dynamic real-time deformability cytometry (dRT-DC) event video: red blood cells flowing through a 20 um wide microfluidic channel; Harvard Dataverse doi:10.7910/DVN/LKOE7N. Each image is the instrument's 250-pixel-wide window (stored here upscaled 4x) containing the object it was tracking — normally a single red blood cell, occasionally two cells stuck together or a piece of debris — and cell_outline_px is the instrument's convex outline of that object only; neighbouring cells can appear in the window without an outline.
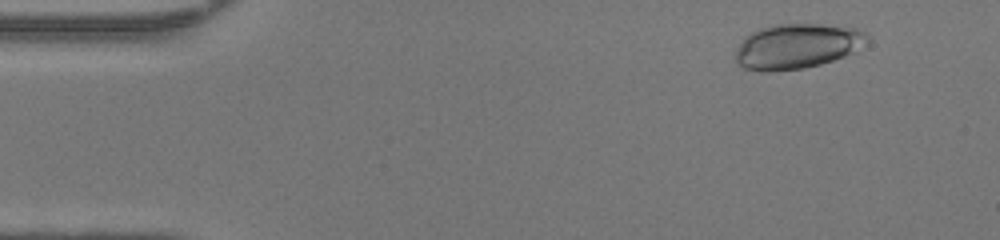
{"species": "human", "species_latin": "Homo sapiens", "temperature_condition": "warm", "stored_images_in_passage": 46, "camera_frame_rate_fps": 3000, "um_per_image_px": 0.085, "donor": {"sex": "female"}, "frame": {"image": 1, "passage_image": 3, "time_ms": 0.667, "image_size_px": [1000, 240], "cell_outline_px": [[868, 36], [852, 52], [844, 56], [820, 64], [804, 68], [768, 72], [760, 72], [744, 68], [736, 60], [736, 52], [744, 36], [760, 28], [776, 24], [820, 24], [856, 28], [868, 32]], "centroid_in_image_um": [67.7, 3.92], "position_along_channel_um": 17.3, "area_um2": 34.16}}
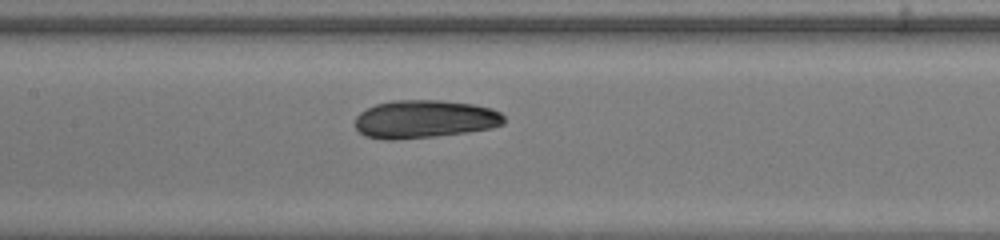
{"frame": {"image": 2, "passage_image": 21, "time_ms": 6.667, "image_size_px": [1000, 240], "cell_outline_px": [[504, 124], [492, 128], [436, 136], [396, 140], [384, 140], [364, 136], [356, 128], [356, 116], [360, 112], [376, 104], [392, 100], [440, 100], [472, 104], [492, 108], [500, 112], [504, 116]], "centroid_in_image_um": [36.08, 10.13], "position_along_channel_um": 171.3, "area_um2": 33.12}}
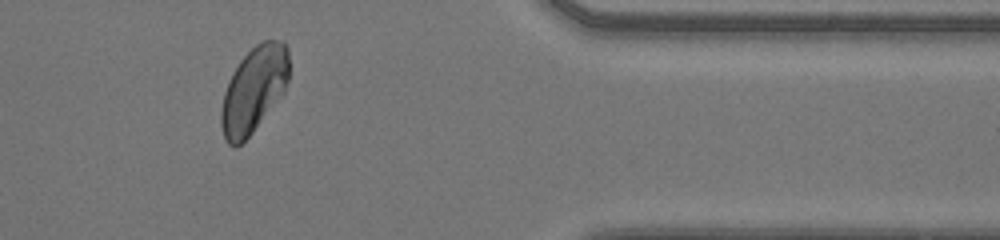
{"frame": {"image": 3, "passage_image": 38, "time_ms": 12.333, "image_size_px": [1000, 240], "cell_outline_px": [[288, 80], [284, 92], [252, 132], [236, 148], [232, 148], [224, 140], [220, 124], [220, 112], [224, 92], [228, 80], [232, 72], [240, 60], [256, 44], [264, 40], [280, 40], [288, 48]], "centroid_in_image_um": [21.54, 7.64], "position_along_channel_um": 389.9, "area_um2": 33.93}, "authors_computed_cell_mechanics": {"area_um2": 33.4084, "velocity_mm_per_s": 4.281, "shape_relaxation_time_tau1_ms": 4.1479, "shape_relaxation_time_tau2_ms": 1.715, "deformation_change_tau1": 0.1781, "deformation_change_tau2": 0.044}}